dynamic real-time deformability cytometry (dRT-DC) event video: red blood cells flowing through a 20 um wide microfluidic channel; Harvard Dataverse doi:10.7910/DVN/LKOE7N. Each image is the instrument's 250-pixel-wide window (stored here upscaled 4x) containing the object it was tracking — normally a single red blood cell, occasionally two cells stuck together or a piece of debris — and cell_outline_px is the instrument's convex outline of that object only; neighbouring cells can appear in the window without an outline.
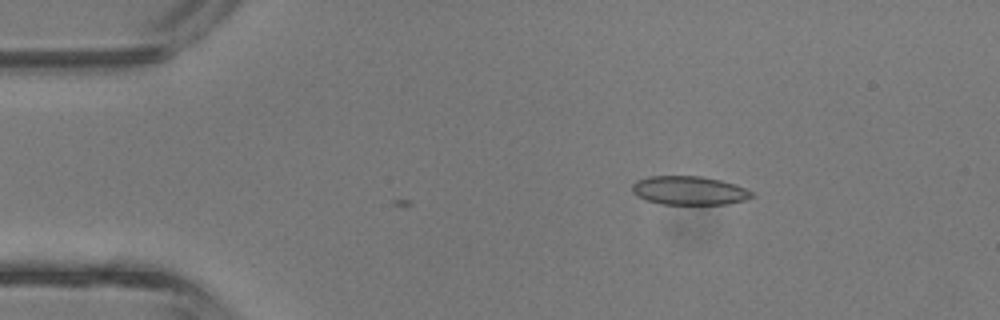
{"species": "common noctule bat (a hibernating species)", "species_latin": "Nyctalus noctula", "temperature_condition": "room temperature", "stored_images_in_passage": 7, "camera_frame_rate_fps": 3000, "um_per_image_px": 0.085, "animal": {"sex": "male", "body_mass_g": 13.3}, "frame": {"image": 1, "passage_image": 7, "time_ms": 2.0, "image_size_px": [1000, 320], "cell_outline_px": [[756, 196], [744, 200], [724, 204], [660, 204], [644, 200], [632, 192], [632, 184], [636, 180], [648, 176], [700, 176], [720, 180], [736, 184], [752, 192]], "centroid_in_image_um": [58.55, 16.19], "position_along_channel_um": 26.4, "area_um2": 20.11}}